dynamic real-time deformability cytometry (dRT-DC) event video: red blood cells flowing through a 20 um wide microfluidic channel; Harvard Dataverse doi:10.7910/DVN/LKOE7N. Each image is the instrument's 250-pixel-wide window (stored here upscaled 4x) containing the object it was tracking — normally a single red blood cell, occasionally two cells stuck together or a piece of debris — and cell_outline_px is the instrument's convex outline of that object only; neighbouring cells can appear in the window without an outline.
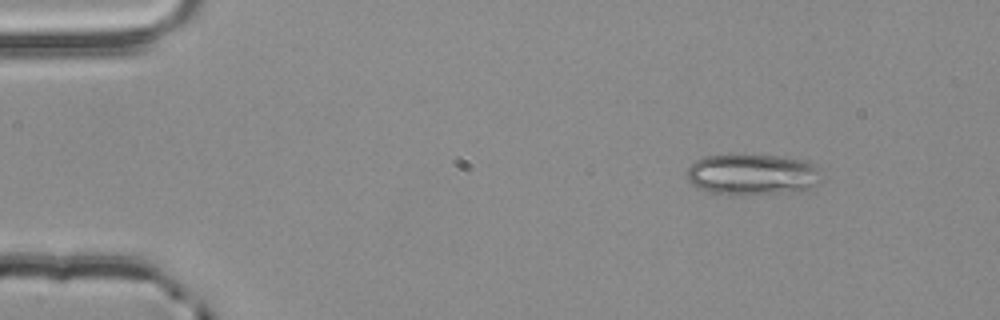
{"species": "common noctule bat (a hibernating species)", "species_latin": "Nyctalus noctula", "temperature_condition": "room temperature", "stored_images_in_passage": 48, "camera_frame_rate_fps": 3000, "um_per_image_px": 0.085, "animal": {"sex": "male", "body_mass_g": 20.4}, "frame": {"image": 1, "passage_image": 1, "time_ms": 0.0, "image_size_px": [1000, 320], "cell_outline_px": [[824, 180], [820, 184], [808, 188], [772, 192], [732, 196], [728, 196], [712, 192], [700, 188], [692, 184], [688, 180], [684, 172], [696, 160], [704, 156], [732, 152], [744, 152], [776, 156], [800, 160], [812, 164], [816, 168]], "centroid_in_image_um": [63.85, 14.78], "position_along_channel_um": 21.1, "area_um2": 32.77}}
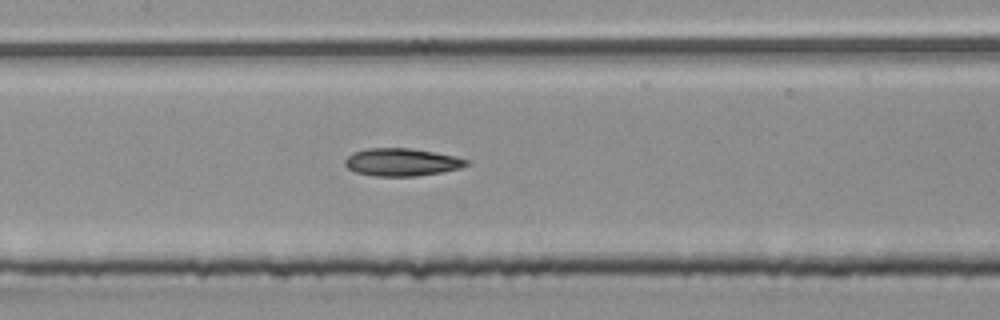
{"frame": {"image": 2, "passage_image": 20, "time_ms": 6.333, "image_size_px": [1000, 320], "cell_outline_px": [[468, 164], [460, 168], [440, 172], [416, 176], [376, 176], [356, 172], [348, 168], [344, 164], [344, 160], [352, 152], [368, 148], [408, 148], [456, 156], [468, 160]], "centroid_in_image_um": [34.11, 13.78], "position_along_channel_um": 173.3, "area_um2": 19.42}}
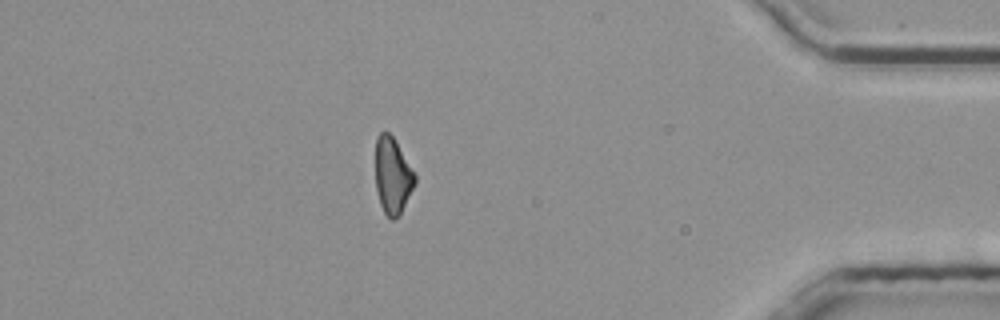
{"frame": {"image": 3, "passage_image": 41, "time_ms": 13.333, "image_size_px": [1000, 320], "cell_outline_px": [[416, 184], [400, 216], [392, 220], [384, 212], [380, 204], [376, 188], [376, 136], [380, 132], [388, 132], [392, 136], [416, 176]], "centroid_in_image_um": [33.37, 14.98], "position_along_channel_um": 401.8, "area_um2": 17.46}, "authors_computed_cell_mechanics": {"area_um2": 19.0451, "velocity_mm_per_s": 3.8885, "shape_relaxation_time_tau1_ms": 7.6601, "shape_relaxation_time_tau2_ms": 5.9773, "deformation_change_tau1": 0.1633, "deformation_change_tau2": 0.1587}}